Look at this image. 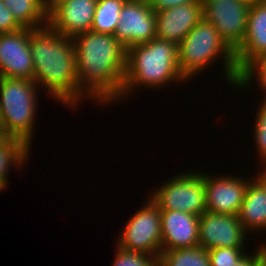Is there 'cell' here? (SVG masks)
<instances>
[{"label": "cell", "instance_id": "34", "mask_svg": "<svg viewBox=\"0 0 266 266\" xmlns=\"http://www.w3.org/2000/svg\"><path fill=\"white\" fill-rule=\"evenodd\" d=\"M263 266H266V250H265V253H264Z\"/></svg>", "mask_w": 266, "mask_h": 266}, {"label": "cell", "instance_id": "9", "mask_svg": "<svg viewBox=\"0 0 266 266\" xmlns=\"http://www.w3.org/2000/svg\"><path fill=\"white\" fill-rule=\"evenodd\" d=\"M97 0H48V25L73 38L91 30Z\"/></svg>", "mask_w": 266, "mask_h": 266}, {"label": "cell", "instance_id": "23", "mask_svg": "<svg viewBox=\"0 0 266 266\" xmlns=\"http://www.w3.org/2000/svg\"><path fill=\"white\" fill-rule=\"evenodd\" d=\"M258 82L260 83V87L263 88V90H266V56L263 58H260L258 60H255L251 64H249L239 75L237 88H245L248 85H251L252 78L254 79V76L256 75ZM241 87V88H240ZM266 93V91H265ZM266 96V95H265ZM263 101H266V97L263 99Z\"/></svg>", "mask_w": 266, "mask_h": 266}, {"label": "cell", "instance_id": "20", "mask_svg": "<svg viewBox=\"0 0 266 266\" xmlns=\"http://www.w3.org/2000/svg\"><path fill=\"white\" fill-rule=\"evenodd\" d=\"M158 266H211L208 250L195 246L161 251Z\"/></svg>", "mask_w": 266, "mask_h": 266}, {"label": "cell", "instance_id": "5", "mask_svg": "<svg viewBox=\"0 0 266 266\" xmlns=\"http://www.w3.org/2000/svg\"><path fill=\"white\" fill-rule=\"evenodd\" d=\"M37 87L34 80L0 79V109L4 128L12 138L22 140L29 148L37 113Z\"/></svg>", "mask_w": 266, "mask_h": 266}, {"label": "cell", "instance_id": "25", "mask_svg": "<svg viewBox=\"0 0 266 266\" xmlns=\"http://www.w3.org/2000/svg\"><path fill=\"white\" fill-rule=\"evenodd\" d=\"M260 108L257 112L256 121H255V134L254 140L257 145V152L259 155V159L265 163L266 161V101H262L259 105Z\"/></svg>", "mask_w": 266, "mask_h": 266}, {"label": "cell", "instance_id": "28", "mask_svg": "<svg viewBox=\"0 0 266 266\" xmlns=\"http://www.w3.org/2000/svg\"><path fill=\"white\" fill-rule=\"evenodd\" d=\"M193 2H202V0H151L149 3L156 13L164 9Z\"/></svg>", "mask_w": 266, "mask_h": 266}, {"label": "cell", "instance_id": "6", "mask_svg": "<svg viewBox=\"0 0 266 266\" xmlns=\"http://www.w3.org/2000/svg\"><path fill=\"white\" fill-rule=\"evenodd\" d=\"M150 196L160 210H178L197 216L206 211L203 173L189 172L169 178Z\"/></svg>", "mask_w": 266, "mask_h": 266}, {"label": "cell", "instance_id": "19", "mask_svg": "<svg viewBox=\"0 0 266 266\" xmlns=\"http://www.w3.org/2000/svg\"><path fill=\"white\" fill-rule=\"evenodd\" d=\"M125 0H97L91 31L114 35Z\"/></svg>", "mask_w": 266, "mask_h": 266}, {"label": "cell", "instance_id": "15", "mask_svg": "<svg viewBox=\"0 0 266 266\" xmlns=\"http://www.w3.org/2000/svg\"><path fill=\"white\" fill-rule=\"evenodd\" d=\"M156 37L177 46L203 19V3L193 2L178 5L155 13Z\"/></svg>", "mask_w": 266, "mask_h": 266}, {"label": "cell", "instance_id": "17", "mask_svg": "<svg viewBox=\"0 0 266 266\" xmlns=\"http://www.w3.org/2000/svg\"><path fill=\"white\" fill-rule=\"evenodd\" d=\"M251 181L238 214L244 230L249 233L266 229V190L256 179Z\"/></svg>", "mask_w": 266, "mask_h": 266}, {"label": "cell", "instance_id": "16", "mask_svg": "<svg viewBox=\"0 0 266 266\" xmlns=\"http://www.w3.org/2000/svg\"><path fill=\"white\" fill-rule=\"evenodd\" d=\"M161 251L199 246V216L178 210H160Z\"/></svg>", "mask_w": 266, "mask_h": 266}, {"label": "cell", "instance_id": "30", "mask_svg": "<svg viewBox=\"0 0 266 266\" xmlns=\"http://www.w3.org/2000/svg\"><path fill=\"white\" fill-rule=\"evenodd\" d=\"M256 180L265 188L266 190V173L262 170L261 173L256 177Z\"/></svg>", "mask_w": 266, "mask_h": 266}, {"label": "cell", "instance_id": "2", "mask_svg": "<svg viewBox=\"0 0 266 266\" xmlns=\"http://www.w3.org/2000/svg\"><path fill=\"white\" fill-rule=\"evenodd\" d=\"M30 48L36 84L41 83L40 87L63 105L76 108L80 99L73 39L46 25L31 29Z\"/></svg>", "mask_w": 266, "mask_h": 266}, {"label": "cell", "instance_id": "1", "mask_svg": "<svg viewBox=\"0 0 266 266\" xmlns=\"http://www.w3.org/2000/svg\"><path fill=\"white\" fill-rule=\"evenodd\" d=\"M72 39L76 50L80 101L84 95L102 104L119 101L127 49L113 35L91 30Z\"/></svg>", "mask_w": 266, "mask_h": 266}, {"label": "cell", "instance_id": "22", "mask_svg": "<svg viewBox=\"0 0 266 266\" xmlns=\"http://www.w3.org/2000/svg\"><path fill=\"white\" fill-rule=\"evenodd\" d=\"M113 266H158V258L142 252L123 249L118 245Z\"/></svg>", "mask_w": 266, "mask_h": 266}, {"label": "cell", "instance_id": "12", "mask_svg": "<svg viewBox=\"0 0 266 266\" xmlns=\"http://www.w3.org/2000/svg\"><path fill=\"white\" fill-rule=\"evenodd\" d=\"M126 49L156 37V15L147 2H125L113 35Z\"/></svg>", "mask_w": 266, "mask_h": 266}, {"label": "cell", "instance_id": "27", "mask_svg": "<svg viewBox=\"0 0 266 266\" xmlns=\"http://www.w3.org/2000/svg\"><path fill=\"white\" fill-rule=\"evenodd\" d=\"M265 250H266V244H261V246H258V250L255 255L254 254L252 256L247 255V253L245 252L231 266H262Z\"/></svg>", "mask_w": 266, "mask_h": 266}, {"label": "cell", "instance_id": "29", "mask_svg": "<svg viewBox=\"0 0 266 266\" xmlns=\"http://www.w3.org/2000/svg\"><path fill=\"white\" fill-rule=\"evenodd\" d=\"M12 137L6 132L4 127L0 128V148L8 143Z\"/></svg>", "mask_w": 266, "mask_h": 266}, {"label": "cell", "instance_id": "31", "mask_svg": "<svg viewBox=\"0 0 266 266\" xmlns=\"http://www.w3.org/2000/svg\"><path fill=\"white\" fill-rule=\"evenodd\" d=\"M8 185V182H6L3 178L0 177V191L5 189Z\"/></svg>", "mask_w": 266, "mask_h": 266}, {"label": "cell", "instance_id": "4", "mask_svg": "<svg viewBox=\"0 0 266 266\" xmlns=\"http://www.w3.org/2000/svg\"><path fill=\"white\" fill-rule=\"evenodd\" d=\"M219 55L224 61L226 79L236 87L240 74L236 67L235 52L223 40L213 24L203 18L178 45L180 72L187 80L192 79L204 67H208V64L218 60Z\"/></svg>", "mask_w": 266, "mask_h": 266}, {"label": "cell", "instance_id": "24", "mask_svg": "<svg viewBox=\"0 0 266 266\" xmlns=\"http://www.w3.org/2000/svg\"><path fill=\"white\" fill-rule=\"evenodd\" d=\"M245 248L222 247L208 250L211 266H231L245 252Z\"/></svg>", "mask_w": 266, "mask_h": 266}, {"label": "cell", "instance_id": "21", "mask_svg": "<svg viewBox=\"0 0 266 266\" xmlns=\"http://www.w3.org/2000/svg\"><path fill=\"white\" fill-rule=\"evenodd\" d=\"M29 153V147L18 138H12L2 146L0 148V177L9 182L7 181V173L10 166L14 165L16 169L22 165L24 166L25 164L23 163L27 161Z\"/></svg>", "mask_w": 266, "mask_h": 266}, {"label": "cell", "instance_id": "26", "mask_svg": "<svg viewBox=\"0 0 266 266\" xmlns=\"http://www.w3.org/2000/svg\"><path fill=\"white\" fill-rule=\"evenodd\" d=\"M21 28L22 26L15 20L3 0H0V34L14 32Z\"/></svg>", "mask_w": 266, "mask_h": 266}, {"label": "cell", "instance_id": "32", "mask_svg": "<svg viewBox=\"0 0 266 266\" xmlns=\"http://www.w3.org/2000/svg\"><path fill=\"white\" fill-rule=\"evenodd\" d=\"M126 2H147L149 3L151 0H125Z\"/></svg>", "mask_w": 266, "mask_h": 266}, {"label": "cell", "instance_id": "3", "mask_svg": "<svg viewBox=\"0 0 266 266\" xmlns=\"http://www.w3.org/2000/svg\"><path fill=\"white\" fill-rule=\"evenodd\" d=\"M184 80L186 78L180 72L178 64V46L155 37L149 42L127 49L121 98L139 85L157 89L158 86H167L172 81Z\"/></svg>", "mask_w": 266, "mask_h": 266}, {"label": "cell", "instance_id": "18", "mask_svg": "<svg viewBox=\"0 0 266 266\" xmlns=\"http://www.w3.org/2000/svg\"><path fill=\"white\" fill-rule=\"evenodd\" d=\"M15 20L31 29L48 25V0H3Z\"/></svg>", "mask_w": 266, "mask_h": 266}, {"label": "cell", "instance_id": "7", "mask_svg": "<svg viewBox=\"0 0 266 266\" xmlns=\"http://www.w3.org/2000/svg\"><path fill=\"white\" fill-rule=\"evenodd\" d=\"M148 200L126 223L117 245L159 258L162 238L160 209L151 199Z\"/></svg>", "mask_w": 266, "mask_h": 266}, {"label": "cell", "instance_id": "33", "mask_svg": "<svg viewBox=\"0 0 266 266\" xmlns=\"http://www.w3.org/2000/svg\"><path fill=\"white\" fill-rule=\"evenodd\" d=\"M4 127L3 121H2V114H1V109H0V128Z\"/></svg>", "mask_w": 266, "mask_h": 266}, {"label": "cell", "instance_id": "13", "mask_svg": "<svg viewBox=\"0 0 266 266\" xmlns=\"http://www.w3.org/2000/svg\"><path fill=\"white\" fill-rule=\"evenodd\" d=\"M203 176L206 211L238 215L250 181L234 176Z\"/></svg>", "mask_w": 266, "mask_h": 266}, {"label": "cell", "instance_id": "10", "mask_svg": "<svg viewBox=\"0 0 266 266\" xmlns=\"http://www.w3.org/2000/svg\"><path fill=\"white\" fill-rule=\"evenodd\" d=\"M199 246L206 249L244 248L246 231L238 215L205 211L199 216Z\"/></svg>", "mask_w": 266, "mask_h": 266}, {"label": "cell", "instance_id": "8", "mask_svg": "<svg viewBox=\"0 0 266 266\" xmlns=\"http://www.w3.org/2000/svg\"><path fill=\"white\" fill-rule=\"evenodd\" d=\"M251 0H202L203 18L235 50L243 41Z\"/></svg>", "mask_w": 266, "mask_h": 266}, {"label": "cell", "instance_id": "14", "mask_svg": "<svg viewBox=\"0 0 266 266\" xmlns=\"http://www.w3.org/2000/svg\"><path fill=\"white\" fill-rule=\"evenodd\" d=\"M234 52L239 74L266 56V0L251 2L244 39Z\"/></svg>", "mask_w": 266, "mask_h": 266}, {"label": "cell", "instance_id": "11", "mask_svg": "<svg viewBox=\"0 0 266 266\" xmlns=\"http://www.w3.org/2000/svg\"><path fill=\"white\" fill-rule=\"evenodd\" d=\"M31 28L0 34V75L7 78L33 80L30 48Z\"/></svg>", "mask_w": 266, "mask_h": 266}]
</instances>
